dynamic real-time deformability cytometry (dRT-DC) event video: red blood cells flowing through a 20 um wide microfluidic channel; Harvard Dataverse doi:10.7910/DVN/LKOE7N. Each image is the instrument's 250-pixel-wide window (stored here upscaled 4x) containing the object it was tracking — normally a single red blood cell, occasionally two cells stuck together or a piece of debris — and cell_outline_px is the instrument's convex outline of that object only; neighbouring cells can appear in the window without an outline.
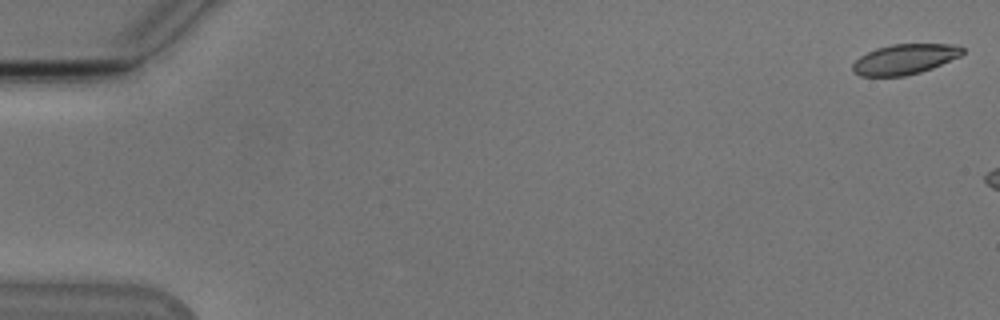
{"species": "Egyptian fruit bat (a non-hibernating species)", "species_latin": "Rousettus aegyptiacus", "temperature_condition": "cold", "stored_images_in_passage": 6, "camera_frame_rate_fps": 3000, "um_per_image_px": 0.085, "animal": {"sex": "male"}, "frame": {"image": 1, "passage_image": 1, "time_ms": 0.0, "image_size_px": [1000, 320], "cell_outline_px": [[964, 52], [960, 56], [932, 68], [920, 72], [904, 76], [860, 76], [852, 72], [852, 64], [860, 56], [876, 48], [892, 44], [952, 44], [964, 48]], "centroid_in_image_um": [76.88, 5.03], "position_along_channel_um": 8.1, "area_um2": 19.31}}